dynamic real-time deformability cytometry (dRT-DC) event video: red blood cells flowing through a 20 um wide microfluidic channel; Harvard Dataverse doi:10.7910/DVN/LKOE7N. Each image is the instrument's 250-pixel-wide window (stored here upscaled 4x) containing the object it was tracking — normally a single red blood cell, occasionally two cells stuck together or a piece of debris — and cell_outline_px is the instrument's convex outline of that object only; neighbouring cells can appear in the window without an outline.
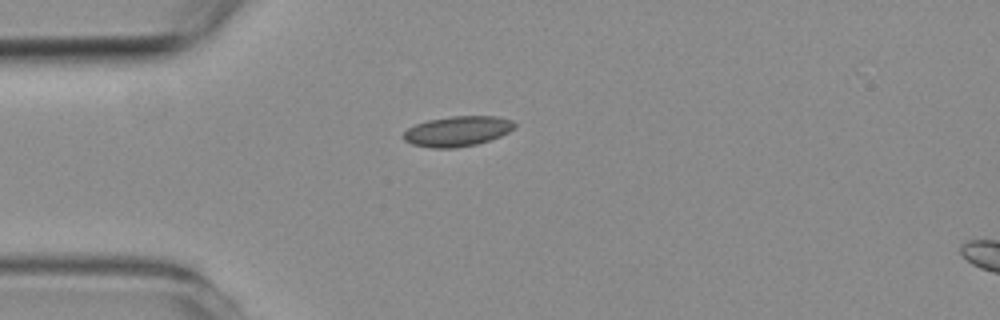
{"species": "common noctule bat (a hibernating species)", "species_latin": "Nyctalus noctula", "temperature_condition": "room temperature", "stored_images_in_passage": 1, "camera_frame_rate_fps": 3000, "um_per_image_px": 0.085, "animal": {"sex": "female", "body_mass_g": 19.3, "forearm_length_mm": 54.1}, "frame": {"image": 1, "passage_image": 1, "time_ms": 0.0, "image_size_px": [1000, 320], "cell_outline_px": [[516, 124], [508, 132], [500, 136], [476, 144], [456, 148], [432, 148], [412, 144], [404, 140], [400, 136], [408, 128], [416, 124], [428, 120], [452, 116], [496, 116], [512, 120]], "centroid_in_image_um": [38.84, 11.15], "position_along_channel_um": 46.2, "area_um2": 19.48}}